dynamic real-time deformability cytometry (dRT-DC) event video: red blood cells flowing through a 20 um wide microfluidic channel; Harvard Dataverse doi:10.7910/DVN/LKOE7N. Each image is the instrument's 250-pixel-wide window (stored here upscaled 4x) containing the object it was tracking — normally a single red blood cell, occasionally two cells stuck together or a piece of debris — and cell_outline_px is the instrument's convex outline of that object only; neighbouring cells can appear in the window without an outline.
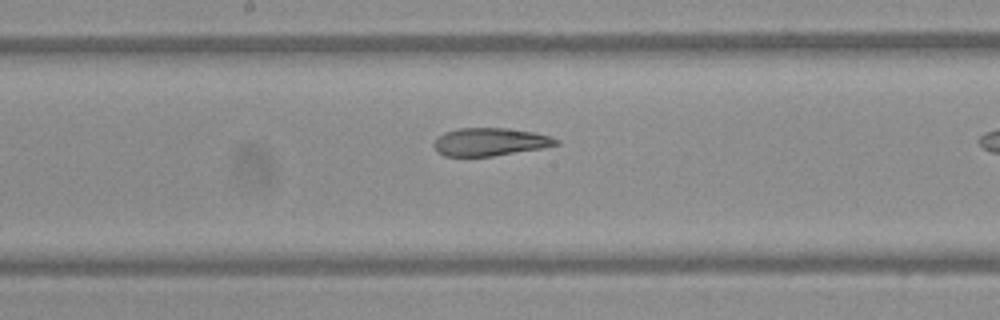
{"species": "Egyptian fruit bat (a non-hibernating species)", "species_latin": "Rousettus aegyptiacus", "temperature_condition": "warm", "stored_images_in_passage": 9, "camera_frame_rate_fps": 3000, "um_per_image_px": 0.085, "frame": {"image": 1, "passage_image": 8, "time_ms": 2.333, "image_size_px": [1000, 320], "cell_outline_px": [[560, 144], [540, 148], [492, 156], [444, 156], [436, 152], [432, 144], [436, 136], [444, 132], [456, 128], [508, 128], [536, 132], [552, 136], [560, 140]], "centroid_in_image_um": [41.62, 12.05], "position_along_channel_um": 206.6, "area_um2": 20.17}}